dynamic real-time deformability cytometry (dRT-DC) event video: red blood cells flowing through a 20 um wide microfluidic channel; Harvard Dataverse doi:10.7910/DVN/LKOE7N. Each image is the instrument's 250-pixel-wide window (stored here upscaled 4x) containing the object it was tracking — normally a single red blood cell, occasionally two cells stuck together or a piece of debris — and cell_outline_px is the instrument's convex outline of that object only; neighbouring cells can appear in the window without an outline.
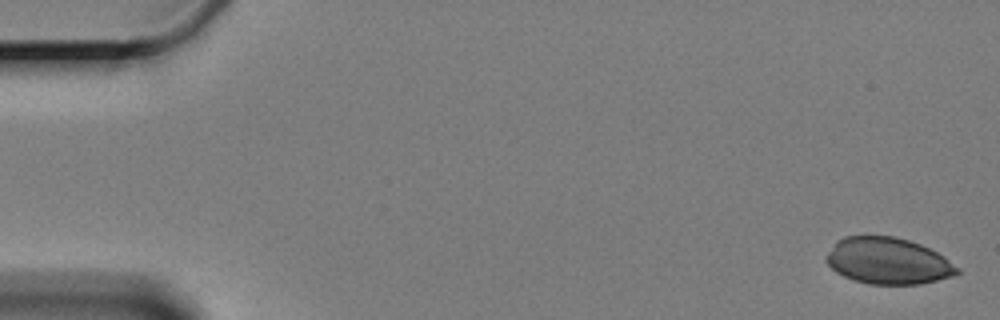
{"species": "Egyptian fruit bat (a non-hibernating species)", "species_latin": "Rousettus aegyptiacus", "temperature_condition": "cold", "stored_images_in_passage": 4, "camera_frame_rate_fps": 3000, "um_per_image_px": 0.085, "animal": {"sex": "female"}, "frame": {"image": 1, "passage_image": 1, "time_ms": 0.0, "image_size_px": [1000, 320], "cell_outline_px": [[960, 272], [952, 276], [920, 284], [868, 284], [844, 276], [836, 272], [824, 260], [824, 256], [836, 240], [844, 236], [892, 236], [908, 240], [920, 244], [944, 256], [960, 268]], "centroid_in_image_um": [75.45, 22.17], "position_along_channel_um": 9.5, "area_um2": 35.49}}